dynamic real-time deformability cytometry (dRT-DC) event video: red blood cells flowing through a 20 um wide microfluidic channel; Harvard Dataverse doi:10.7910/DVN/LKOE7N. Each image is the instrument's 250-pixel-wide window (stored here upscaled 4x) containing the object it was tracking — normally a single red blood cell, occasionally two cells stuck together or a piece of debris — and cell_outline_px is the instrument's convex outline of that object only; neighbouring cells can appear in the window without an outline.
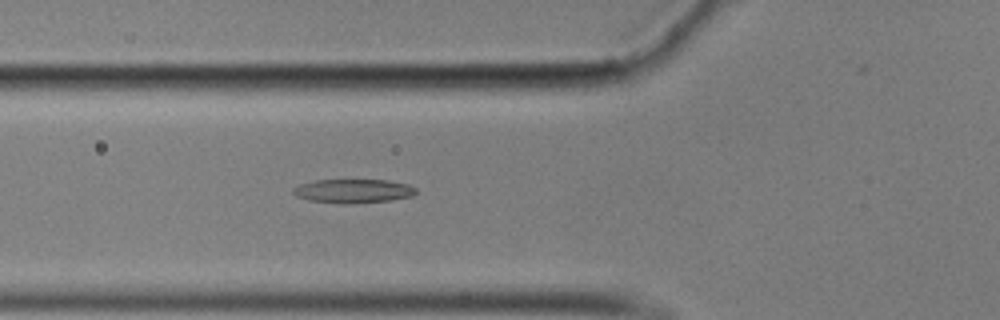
{"species": "common noctule bat (a hibernating species)", "species_latin": "Nyctalus noctula", "temperature_condition": "cold", "stored_images_in_passage": 57, "camera_frame_rate_fps": 3000, "um_per_image_px": 0.085, "animal": {"sex": "male", "body_mass_g": 17.9}, "frame": {"image": 1, "passage_image": 21, "time_ms": 6.667, "image_size_px": [1000, 320], "cell_outline_px": [[416, 192], [412, 196], [392, 200], [344, 204], [340, 204], [308, 200], [296, 196], [292, 192], [292, 188], [300, 184], [316, 180], [388, 180], [408, 184], [416, 188]], "centroid_in_image_um": [30.01, 16.24], "position_along_channel_um": 95.8, "area_um2": 17.17}}
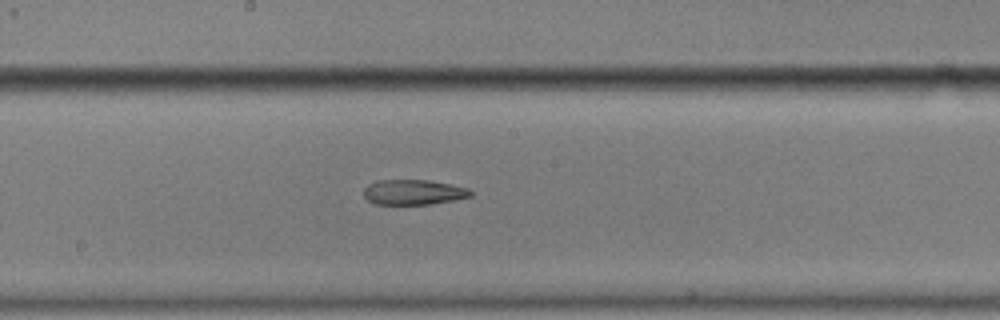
{"frame": {"image": 2, "passage_image": 31, "time_ms": 10.0, "image_size_px": [1000, 320], "cell_outline_px": [[472, 196], [456, 200], [428, 204], [372, 204], [364, 196], [364, 188], [368, 184], [380, 180], [428, 180], [468, 188], [472, 192]], "centroid_in_image_um": [35.13, 16.34], "position_along_channel_um": 213.1, "area_um2": 15.61}}
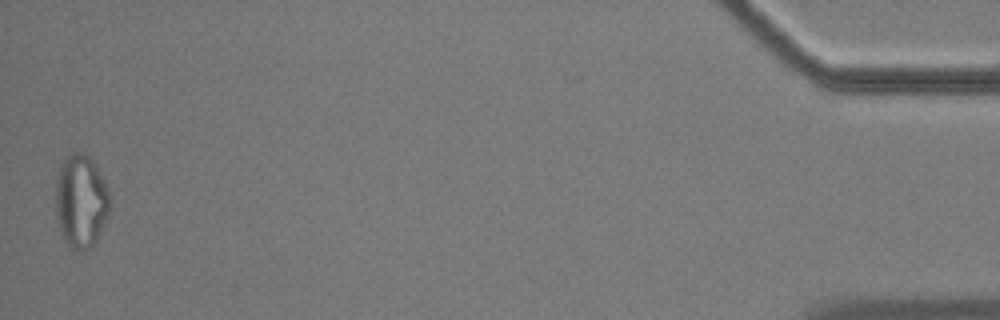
{"frame": {"image": 3, "passage_image": 57, "time_ms": 18.667, "image_size_px": [1000, 320], "cell_outline_px": [[112, 196], [108, 212], [104, 224], [96, 240], [84, 252], [80, 252], [72, 248], [64, 240], [60, 232], [56, 212], [56, 180], [60, 164], [72, 152], [80, 152], [88, 156], [96, 164]], "centroid_in_image_um": [6.89, 17.09], "position_along_channel_um": 428.3, "area_um2": 29.59}, "authors_computed_cell_mechanics": {"area_um2": 17.4556, "velocity_mm_per_s": 3.4974, "shape_relaxation_time_tau1_ms": null, "shape_relaxation_time_tau2_ms": 5.2457, "deformation_change_tau1": null, "deformation_change_tau2": 0.1467}}